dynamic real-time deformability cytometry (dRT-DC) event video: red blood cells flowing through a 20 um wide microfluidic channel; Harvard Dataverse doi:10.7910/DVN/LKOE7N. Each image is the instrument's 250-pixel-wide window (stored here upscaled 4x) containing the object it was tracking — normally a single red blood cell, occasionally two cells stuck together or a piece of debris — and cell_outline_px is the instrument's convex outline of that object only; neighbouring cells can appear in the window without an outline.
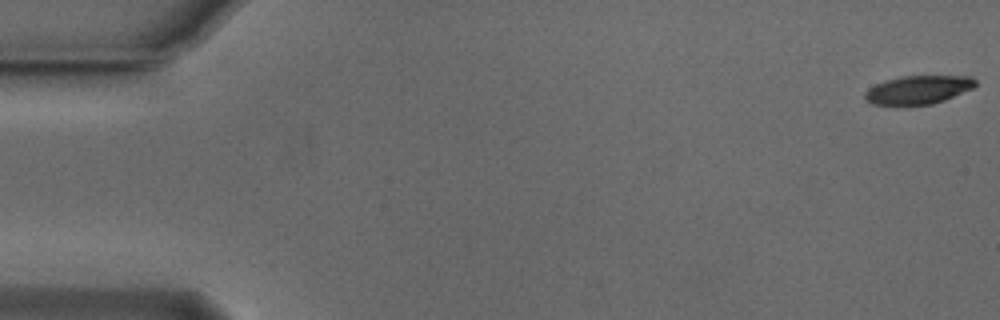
{"species": "Egyptian fruit bat (a non-hibernating species)", "species_latin": "Rousettus aegyptiacus", "temperature_condition": "cold", "stored_images_in_passage": 11, "camera_frame_rate_fps": 3000, "um_per_image_px": 0.085, "animal": {"sex": "male"}, "frame": {"image": 1, "passage_image": 1, "time_ms": 0.0, "image_size_px": [1000, 320], "cell_outline_px": [[976, 84], [972, 88], [944, 100], [932, 104], [872, 104], [864, 96], [864, 92], [868, 88], [876, 84], [900, 76], [972, 76], [976, 80]], "centroid_in_image_um": [78.06, 7.61], "position_along_channel_um": 6.9, "area_um2": 17.98}}